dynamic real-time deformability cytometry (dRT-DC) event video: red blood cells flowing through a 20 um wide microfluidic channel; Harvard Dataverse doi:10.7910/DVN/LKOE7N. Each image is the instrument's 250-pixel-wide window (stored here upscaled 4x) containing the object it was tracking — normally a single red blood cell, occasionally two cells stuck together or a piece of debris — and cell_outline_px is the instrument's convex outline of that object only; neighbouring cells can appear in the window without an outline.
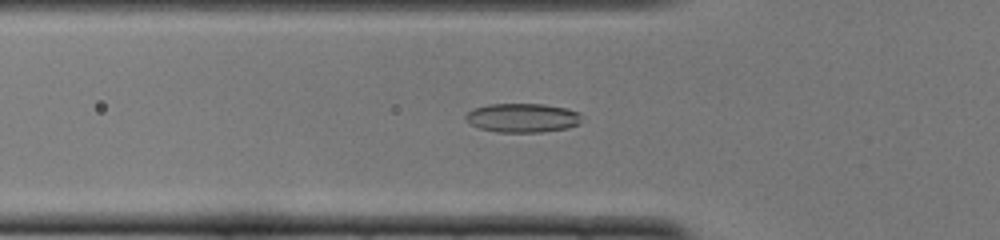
{"species": "common noctule bat (a hibernating species)", "species_latin": "Nyctalus noctula", "temperature_condition": "cold", "stored_images_in_passage": 50, "camera_frame_rate_fps": 3000, "um_per_image_px": 0.085, "animal": {"sex": "female", "body_mass_g": 22.0, "forearm_length_mm": 56.7}, "frame": {"image": 1, "passage_image": 17, "time_ms": 5.333, "image_size_px": [1000, 240], "cell_outline_px": [[580, 124], [568, 128], [540, 132], [496, 132], [480, 128], [472, 124], [464, 116], [472, 108], [488, 104], [544, 104], [564, 108], [580, 112]], "centroid_in_image_um": [44.41, 10.01], "position_along_channel_um": 81.4, "area_um2": 19.59}}
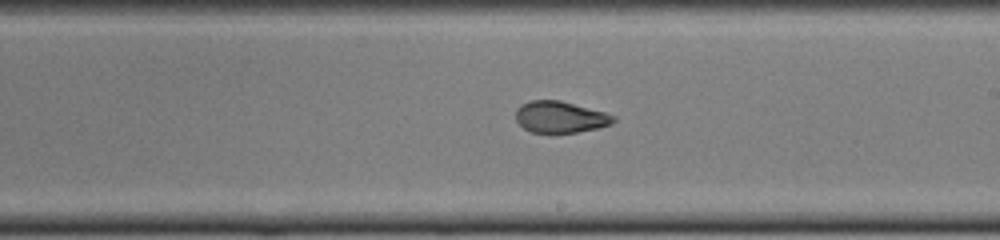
{"frame": {"image": 2, "passage_image": 29, "time_ms": 9.333, "image_size_px": [1000, 240], "cell_outline_px": [[616, 120], [612, 124], [596, 128], [576, 132], [532, 132], [524, 128], [516, 120], [516, 108], [520, 104], [532, 100], [560, 100], [604, 112], [616, 116]], "centroid_in_image_um": [47.61, 9.93], "position_along_channel_um": 241.4, "area_um2": 17.8}}
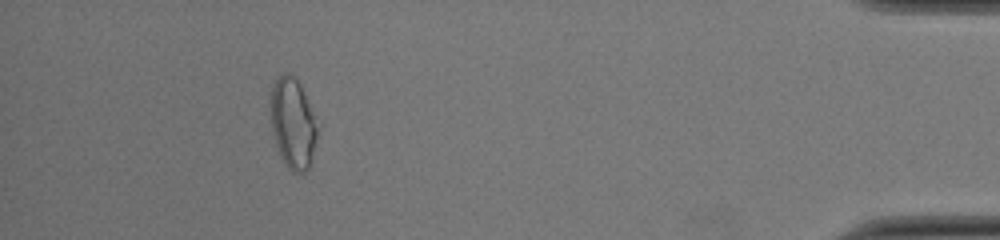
{"frame": {"image": 3, "passage_image": 46, "time_ms": 15.0, "image_size_px": [1000, 240], "cell_outline_px": [[320, 128], [312, 160], [308, 168], [304, 172], [292, 172], [288, 168], [276, 144], [272, 128], [272, 84], [284, 72], [288, 72], [300, 84], [304, 92]], "centroid_in_image_um": [24.95, 10.5], "position_along_channel_um": 410.3, "area_um2": 24.39}, "authors_computed_cell_mechanics": {"area_um2": 19.1896, "velocity_mm_per_s": 4.001, "shape_relaxation_time_tau1_ms": null, "shape_relaxation_time_tau2_ms": 1.1121, "deformation_change_tau1": null, "deformation_change_tau2": 0.06}}